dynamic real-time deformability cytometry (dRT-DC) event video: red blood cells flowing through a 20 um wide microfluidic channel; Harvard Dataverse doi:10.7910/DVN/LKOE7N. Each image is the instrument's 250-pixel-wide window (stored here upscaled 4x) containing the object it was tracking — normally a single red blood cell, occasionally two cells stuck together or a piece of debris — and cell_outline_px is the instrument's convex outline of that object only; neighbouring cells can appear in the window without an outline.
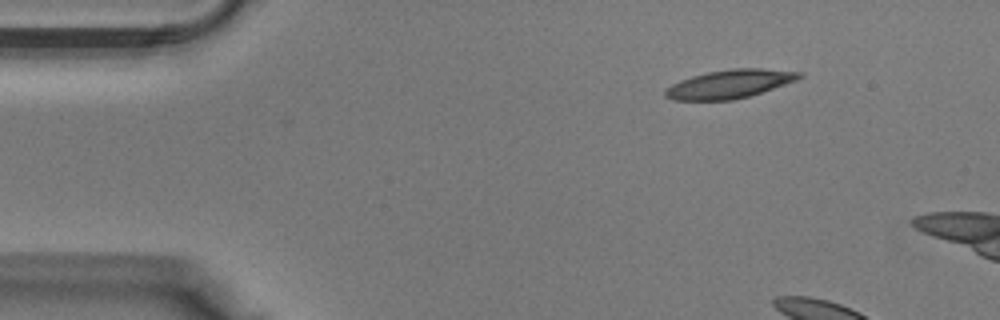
{"species": "Egyptian fruit bat (a non-hibernating species)", "species_latin": "Rousettus aegyptiacus", "temperature_condition": "warm", "stored_images_in_passage": 5, "camera_frame_rate_fps": 3000, "um_per_image_px": 0.085, "animal": {"sex": "male"}, "frame": {"image": 1, "passage_image": 1, "time_ms": 0.0, "image_size_px": [1000, 320], "cell_outline_px": [[804, 76], [796, 80], [748, 96], [732, 100], [672, 100], [664, 96], [664, 88], [680, 80], [692, 76], [708, 72], [732, 68], [760, 68], [804, 72]], "centroid_in_image_um": [61.99, 7.13], "position_along_channel_um": 23.0, "area_um2": 22.2}}